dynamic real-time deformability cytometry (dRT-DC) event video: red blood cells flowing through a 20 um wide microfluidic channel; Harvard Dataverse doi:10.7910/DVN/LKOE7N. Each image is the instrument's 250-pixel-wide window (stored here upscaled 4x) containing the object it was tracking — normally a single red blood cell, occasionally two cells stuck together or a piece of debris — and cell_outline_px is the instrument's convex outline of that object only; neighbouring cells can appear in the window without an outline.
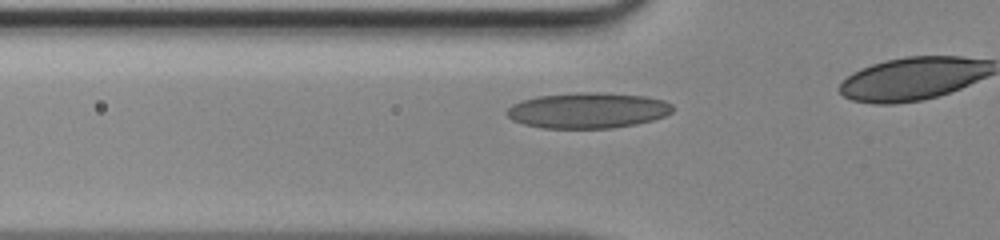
{"species": "human", "species_latin": "Homo sapiens", "temperature_condition": "room temperature", "stored_images_in_passage": 12, "camera_frame_rate_fps": 3000, "um_per_image_px": 0.085, "donor": {"sex": "male"}, "frame": {"image": 1, "passage_image": 7, "time_ms": 2.0, "image_size_px": [1000, 240], "cell_outline_px": [[672, 112], [664, 116], [652, 120], [636, 124], [612, 128], [544, 128], [524, 124], [512, 120], [504, 112], [512, 104], [536, 96], [580, 92], [604, 92], [644, 96], [664, 100], [672, 104]], "centroid_in_image_um": [49.96, 9.38], "position_along_channel_um": 75.8, "area_um2": 34.51}}
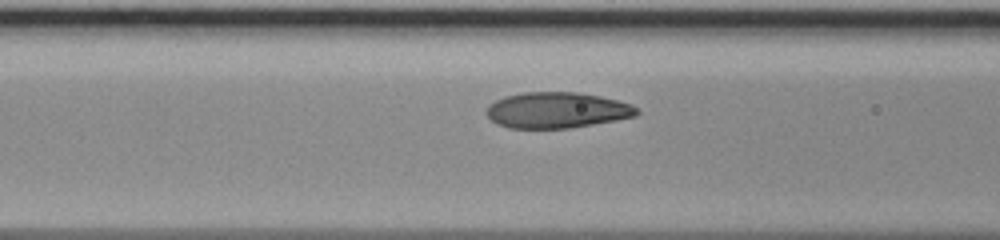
{"frame": {"image": 2, "passage_image": 10, "time_ms": 3.0, "image_size_px": [1000, 240], "cell_outline_px": [[640, 112], [636, 116], [616, 120], [568, 128], [508, 128], [496, 124], [484, 112], [488, 104], [504, 96], [524, 92], [576, 92], [600, 96], [632, 104]], "centroid_in_image_um": [47.3, 9.36], "position_along_channel_um": 119.3, "area_um2": 31.5}}